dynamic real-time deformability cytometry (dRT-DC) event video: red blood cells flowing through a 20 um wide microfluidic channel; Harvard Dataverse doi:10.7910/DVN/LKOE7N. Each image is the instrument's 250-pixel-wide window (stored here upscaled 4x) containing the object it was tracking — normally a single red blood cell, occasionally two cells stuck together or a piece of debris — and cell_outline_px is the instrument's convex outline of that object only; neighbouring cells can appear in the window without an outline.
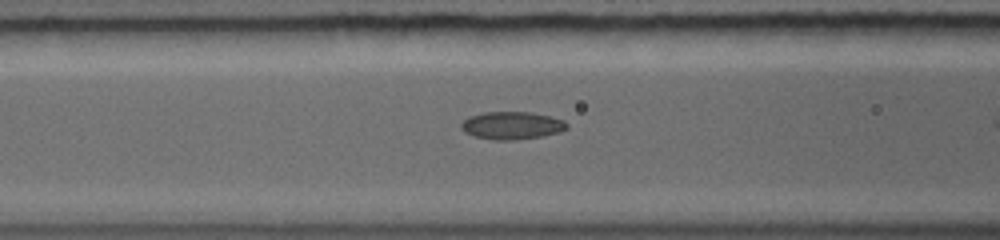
{"species": "common noctule bat (a hibernating species)", "species_latin": "Nyctalus noctula", "temperature_condition": "warm", "stored_images_in_passage": 26, "camera_frame_rate_fps": 5000, "um_per_image_px": 0.085, "animal": {"sex": "female", "body_mass_g": 19.0, "forearm_length_mm": 56.7}, "frame": {"image": 1, "passage_image": 9, "time_ms": 2.8, "image_size_px": [1000, 240], "cell_outline_px": [[564, 128], [552, 132], [536, 136], [500, 140], [480, 136], [468, 132], [464, 128], [464, 120], [472, 116], [488, 112], [524, 112], [548, 116], [560, 120], [564, 124]], "centroid_in_image_um": [43.46, 10.63], "position_along_channel_um": 123.1, "area_um2": 15.32}}
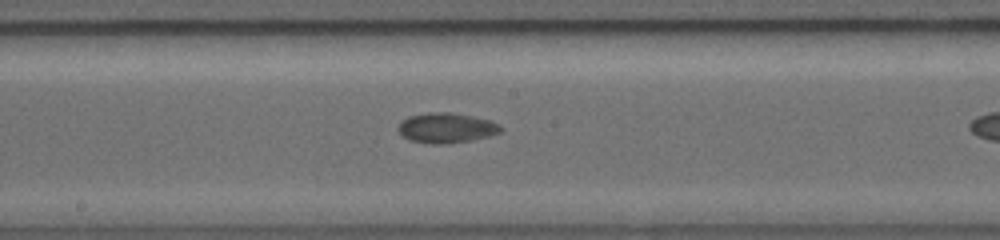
{"frame": {"image": 2, "passage_image": 14, "time_ms": 4.6, "image_size_px": [1000, 240], "cell_outline_px": [[500, 128], [496, 132], [464, 140], [416, 140], [400, 132], [400, 124], [404, 120], [412, 116], [464, 116], [484, 120]], "centroid_in_image_um": [37.89, 10.87], "position_along_channel_um": 210.3, "area_um2": 14.16}}
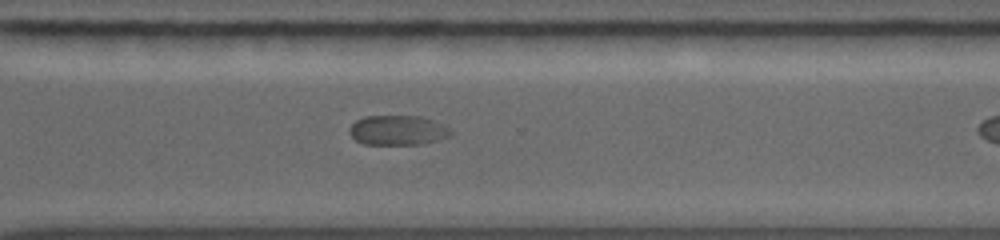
{"frame": {"image": 3, "passage_image": 21, "time_ms": 7.2, "image_size_px": [1000, 240], "cell_outline_px": [[424, 120], [412, 144], [368, 144], [356, 140], [352, 136], [352, 124], [356, 120], [368, 116], [412, 116]], "centroid_in_image_um": [32.86, 11.02], "position_along_channel_um": 337.7, "area_um2": 12.66}}